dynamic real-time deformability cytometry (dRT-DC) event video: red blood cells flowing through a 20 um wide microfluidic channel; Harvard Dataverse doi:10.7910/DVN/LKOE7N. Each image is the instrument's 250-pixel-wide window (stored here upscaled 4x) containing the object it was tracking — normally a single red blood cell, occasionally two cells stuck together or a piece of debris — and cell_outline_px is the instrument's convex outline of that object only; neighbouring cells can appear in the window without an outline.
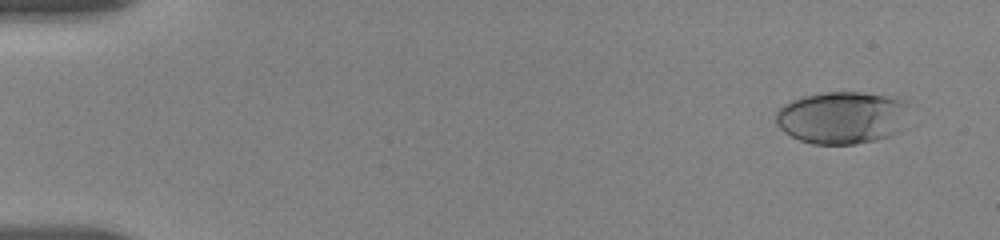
{"species": "human", "species_latin": "Homo sapiens", "temperature_condition": "room temperature", "stored_images_in_passage": 8, "camera_frame_rate_fps": 3000, "um_per_image_px": 0.085, "donor": {"sex": "female"}, "frame": {"image": 1, "passage_image": 1, "time_ms": 0.0, "image_size_px": [1000, 240], "cell_outline_px": [[908, 104], [896, 132], [888, 136], [876, 140], [856, 144], [812, 144], [800, 140], [784, 132], [776, 124], [776, 112], [784, 104], [792, 100], [804, 96], [824, 92], [860, 92], [884, 96], [904, 100]], "centroid_in_image_um": [71.49, 10.0], "position_along_channel_um": 13.5, "area_um2": 40.11}}
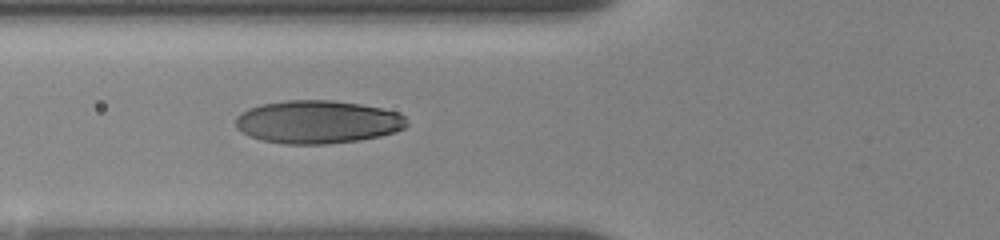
{"frame": {"image": 2, "passage_image": 7, "time_ms": 6.0, "image_size_px": [1000, 240], "cell_outline_px": [[408, 124], [404, 128], [396, 132], [380, 136], [360, 140], [328, 144], [284, 144], [260, 140], [248, 136], [236, 128], [236, 116], [248, 108], [260, 104], [288, 100], [332, 100], [360, 104], [400, 112], [408, 120]], "centroid_in_image_um": [27.0, 10.37], "position_along_channel_um": 98.8, "area_um2": 43.35}}
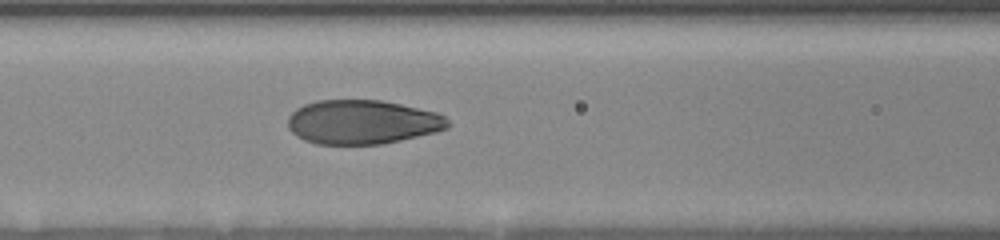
{"frame": {"image": 3, "passage_image": 8, "time_ms": 7.0, "image_size_px": [1000, 240], "cell_outline_px": [[452, 124], [448, 128], [436, 132], [400, 140], [380, 144], [316, 144], [304, 140], [296, 136], [288, 128], [288, 116], [296, 108], [304, 104], [316, 100], [380, 100], [400, 104], [436, 112], [444, 116]], "centroid_in_image_um": [30.78, 10.37], "position_along_channel_um": 135.8, "area_um2": 41.27}}